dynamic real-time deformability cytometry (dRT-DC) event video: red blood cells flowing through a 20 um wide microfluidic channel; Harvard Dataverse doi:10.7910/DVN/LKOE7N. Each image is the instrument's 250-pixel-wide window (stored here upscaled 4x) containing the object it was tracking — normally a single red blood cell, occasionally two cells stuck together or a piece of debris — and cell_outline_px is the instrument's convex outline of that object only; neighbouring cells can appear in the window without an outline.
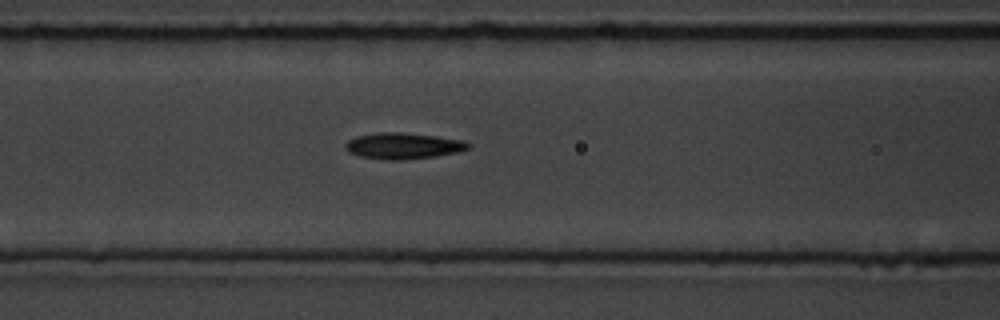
{"species": "common noctule bat (a hibernating species)", "species_latin": "Nyctalus noctula", "temperature_condition": "room temperature", "stored_images_in_passage": 36, "camera_frame_rate_fps": 3000, "um_per_image_px": 0.085, "animal": {"sex": "male", "body_mass_g": 19.5, "forearm_length_mm": 54.6}, "frame": {"image": 1, "passage_image": 6, "time_ms": 1.667, "image_size_px": [1000, 320], "cell_outline_px": [[472, 144], [468, 148], [460, 152], [436, 156], [404, 160], [388, 160], [360, 156], [348, 152], [344, 148], [344, 144], [348, 140], [356, 136], [380, 132], [400, 132], [436, 136], [464, 140]], "centroid_in_image_um": [34.28, 12.4], "position_along_channel_um": 132.3, "area_um2": 18.9}, "authors_computed_cell_mechanics": {"area_um2": 17.1088, "velocity_mm_per_s": 3.7288, "shape_relaxation_time_tau1_ms": 1.7616, "shape_relaxation_time_tau2_ms": 2.6074, "deformation_change_tau1": 0.1705, "deformation_change_tau2": 0.0706}}